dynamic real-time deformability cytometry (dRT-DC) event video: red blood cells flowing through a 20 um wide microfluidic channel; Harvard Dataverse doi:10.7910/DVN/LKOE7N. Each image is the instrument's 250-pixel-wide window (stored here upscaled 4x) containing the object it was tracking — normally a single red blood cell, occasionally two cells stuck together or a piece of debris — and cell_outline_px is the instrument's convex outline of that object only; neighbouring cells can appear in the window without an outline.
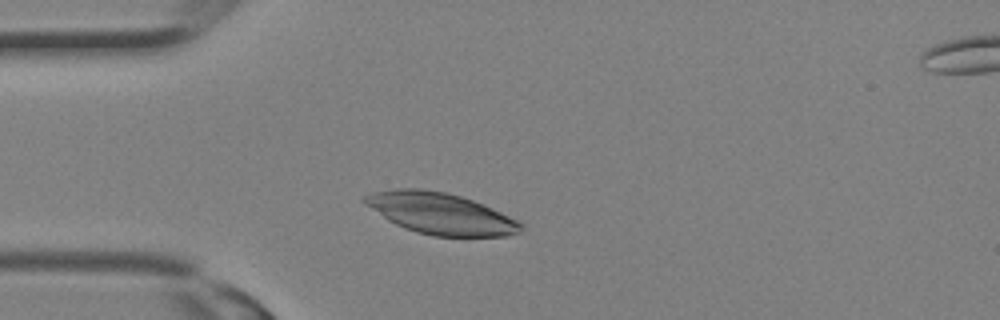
{"species": "Egyptian fruit bat (a non-hibernating species)", "species_latin": "Rousettus aegyptiacus", "temperature_condition": "room temperature", "stored_images_in_passage": 6, "camera_frame_rate_fps": 3000, "um_per_image_px": 0.085, "animal": {"sex": "female"}, "frame": {"image": 1, "passage_image": 3, "time_ms": 0.667, "image_size_px": [1000, 320], "cell_outline_px": [[524, 224], [520, 232], [508, 236], [432, 236], [416, 232], [404, 228], [388, 220], [364, 204], [360, 200], [364, 196], [372, 192], [396, 188], [420, 188], [448, 192], [484, 204]], "centroid_in_image_um": [37.41, 18.14], "position_along_channel_um": 47.6, "area_um2": 37.69}}
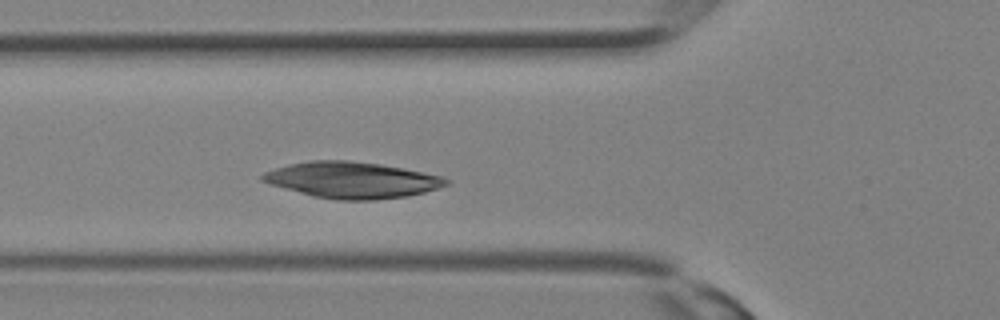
{"frame": {"image": 2, "passage_image": 6, "time_ms": 1.667, "image_size_px": [1000, 320], "cell_outline_px": [[448, 184], [424, 192], [408, 196], [376, 200], [336, 200], [312, 196], [272, 184], [260, 180], [260, 176], [264, 172], [288, 164], [308, 160], [348, 160], [380, 164], [404, 168], [444, 176], [448, 180]], "centroid_in_image_um": [29.92, 15.3], "position_along_channel_um": 95.9, "area_um2": 38.73}}